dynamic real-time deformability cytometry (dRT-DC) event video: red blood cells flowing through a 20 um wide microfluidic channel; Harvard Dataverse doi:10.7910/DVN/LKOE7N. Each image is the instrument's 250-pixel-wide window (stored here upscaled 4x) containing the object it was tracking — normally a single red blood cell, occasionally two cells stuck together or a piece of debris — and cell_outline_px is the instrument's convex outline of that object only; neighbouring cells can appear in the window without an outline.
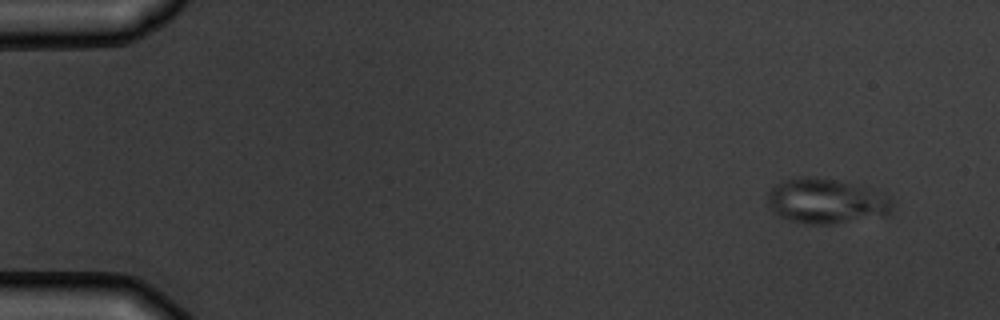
{"species": "common noctule bat (a hibernating species)", "species_latin": "Nyctalus noctula", "temperature_condition": "warm", "stored_images_in_passage": 4, "camera_frame_rate_fps": 3000, "um_per_image_px": 0.085, "animal": {"sex": "male", "body_mass_g": 19.5, "forearm_length_mm": 54.6}, "frame": {"image": 1, "passage_image": 1, "time_ms": 0.0, "image_size_px": [1000, 320], "cell_outline_px": [[896, 204], [892, 216], [832, 224], [804, 224], [788, 220], [780, 216], [768, 204], [768, 192], [776, 184], [784, 180], [800, 176], [816, 176], [868, 188], [888, 196]], "centroid_in_image_um": [70.31, 17.12], "position_along_channel_um": 14.7, "area_um2": 33.23}}